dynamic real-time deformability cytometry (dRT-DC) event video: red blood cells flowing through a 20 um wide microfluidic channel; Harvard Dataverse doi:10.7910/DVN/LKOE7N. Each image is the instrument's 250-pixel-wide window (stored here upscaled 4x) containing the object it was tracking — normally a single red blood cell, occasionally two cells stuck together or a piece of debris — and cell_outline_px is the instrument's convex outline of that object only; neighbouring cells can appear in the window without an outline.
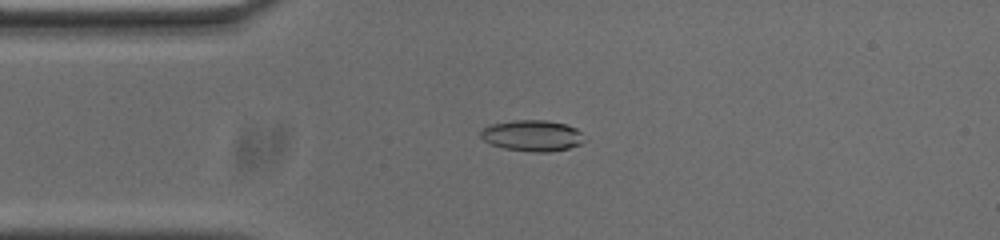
{"species": "common noctule bat (a hibernating species)", "species_latin": "Nyctalus noctula", "temperature_condition": "cold", "stored_images_in_passage": 54, "camera_frame_rate_fps": 3000, "um_per_image_px": 0.085, "animal": {"sex": "male", "body_mass_g": 20.0, "forearm_length_mm": 53.3}, "frame": {"image": 1, "passage_image": 12, "time_ms": 3.667, "image_size_px": [1000, 240], "cell_outline_px": [[584, 140], [580, 144], [568, 148], [548, 152], [532, 152], [504, 148], [492, 144], [484, 140], [480, 136], [480, 132], [484, 128], [492, 124], [512, 120], [544, 120], [564, 124], [576, 128], [580, 132]], "centroid_in_image_um": [45.23, 11.53], "position_along_channel_um": 39.8, "area_um2": 18.55}}
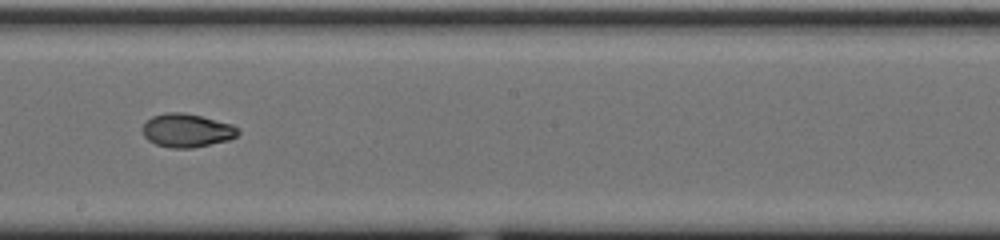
{"frame": {"image": 2, "passage_image": 29, "time_ms": 9.333, "image_size_px": [1000, 240], "cell_outline_px": [[240, 132], [236, 136], [228, 140], [192, 148], [172, 148], [156, 144], [148, 140], [144, 136], [144, 124], [152, 116], [164, 112], [184, 112], [232, 124], [240, 128]], "centroid_in_image_um": [15.9, 11.08], "position_along_channel_um": 232.3, "area_um2": 18.55}}
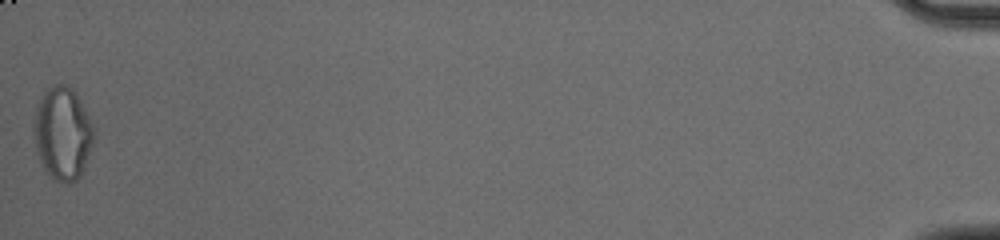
{"frame": {"image": 3, "passage_image": 54, "time_ms": 17.667, "image_size_px": [1000, 240], "cell_outline_px": [[96, 136], [80, 176], [72, 184], [68, 184], [52, 180], [44, 168], [36, 152], [32, 128], [32, 124], [36, 108], [44, 92], [48, 88], [56, 84], [64, 84], [72, 88], [76, 92], [96, 132]], "centroid_in_image_um": [5.31, 11.36], "position_along_channel_um": 429.9, "area_um2": 32.83}, "authors_computed_cell_mechanics": {"area_um2": 18.7561, "velocity_mm_per_s": 3.6939, "shape_relaxation_time_tau1_ms": 7.9667, "shape_relaxation_time_tau2_ms": 2.7206, "deformation_change_tau1": 0.2106, "deformation_change_tau2": 0.0629}}